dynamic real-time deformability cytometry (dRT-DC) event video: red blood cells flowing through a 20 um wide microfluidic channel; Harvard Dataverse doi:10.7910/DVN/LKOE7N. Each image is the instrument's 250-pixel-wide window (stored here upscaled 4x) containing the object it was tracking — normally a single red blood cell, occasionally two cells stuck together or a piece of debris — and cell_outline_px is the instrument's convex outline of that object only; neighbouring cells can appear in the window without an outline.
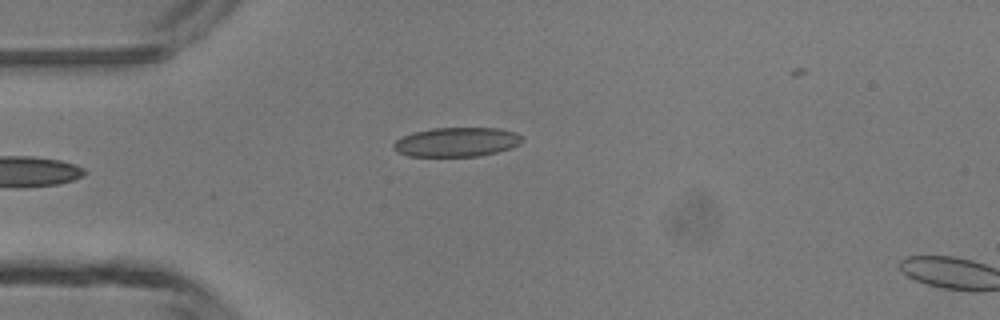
{"species": "common noctule bat (a hibernating species)", "species_latin": "Nyctalus noctula", "temperature_condition": "room temperature", "stored_images_in_passage": 5, "camera_frame_rate_fps": 3000, "um_per_image_px": 0.085, "animal": {"sex": "male", "body_mass_g": 13.3}, "frame": {"image": 1, "passage_image": 4, "time_ms": 3.667, "image_size_px": [1000, 320], "cell_outline_px": [[524, 140], [520, 144], [512, 148], [480, 156], [408, 156], [396, 152], [392, 148], [392, 144], [396, 140], [412, 132], [432, 128], [496, 128], [516, 132], [524, 136]], "centroid_in_image_um": [38.83, 12.07], "position_along_channel_um": 46.2, "area_um2": 22.2}}